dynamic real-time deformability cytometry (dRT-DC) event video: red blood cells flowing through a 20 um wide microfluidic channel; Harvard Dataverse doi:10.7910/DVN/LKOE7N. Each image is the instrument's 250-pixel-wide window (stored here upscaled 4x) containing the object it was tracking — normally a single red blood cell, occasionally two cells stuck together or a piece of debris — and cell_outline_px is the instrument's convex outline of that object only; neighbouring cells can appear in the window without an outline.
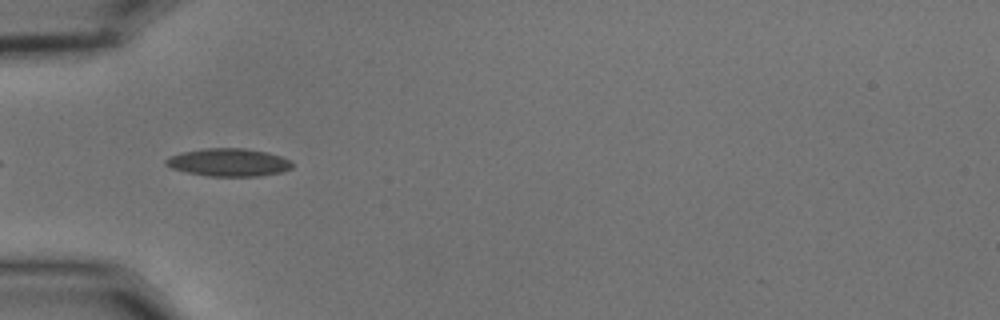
{"species": "common noctule bat (a hibernating species)", "species_latin": "Nyctalus noctula", "temperature_condition": "cold", "stored_images_in_passage": 9, "camera_frame_rate_fps": 3000, "um_per_image_px": 0.085, "animal": {"sex": "male", "body_mass_g": 15.6}, "frame": {"image": 1, "passage_image": 3, "time_ms": 0.667, "image_size_px": [1000, 320], "cell_outline_px": [[292, 168], [280, 172], [260, 176], [208, 176], [188, 172], [172, 168], [164, 164], [164, 160], [180, 152], [208, 148], [244, 148], [268, 152], [292, 160]], "centroid_in_image_um": [19.45, 13.8], "position_along_channel_um": 65.5, "area_um2": 20.46}}